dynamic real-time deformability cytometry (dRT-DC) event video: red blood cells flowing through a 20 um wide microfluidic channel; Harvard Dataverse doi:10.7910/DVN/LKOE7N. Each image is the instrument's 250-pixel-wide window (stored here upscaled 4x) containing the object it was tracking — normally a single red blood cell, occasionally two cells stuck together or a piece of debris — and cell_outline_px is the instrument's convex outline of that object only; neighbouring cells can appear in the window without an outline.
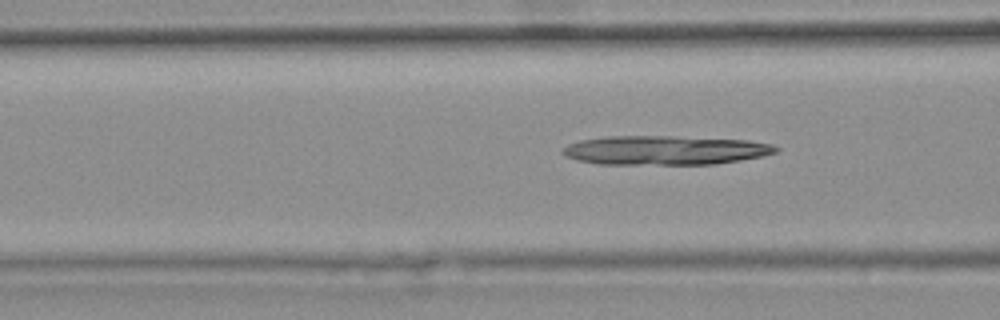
{"species": "common noctule bat (a hibernating species)", "species_latin": "Nyctalus noctula", "temperature_condition": "warm", "stored_images_in_passage": 5, "segment_of_instrument_passage": [2, 2], "camera_frame_rate_fps": 3000, "um_per_image_px": 0.085, "animal": {"sex": "female", "body_mass_g": 25.1}, "frame": {"image": 1, "passage_image": 5, "time_ms": 1.333, "image_size_px": [1000, 320], "cell_outline_px": [[780, 148], [776, 152], [760, 156], [740, 160], [716, 164], [600, 164], [576, 160], [564, 156], [560, 152], [568, 144], [580, 140], [608, 136], [672, 136], [748, 140], [772, 144]], "centroid_in_image_um": [56.5, 12.77], "position_along_channel_um": 110.1, "area_um2": 36.24}}